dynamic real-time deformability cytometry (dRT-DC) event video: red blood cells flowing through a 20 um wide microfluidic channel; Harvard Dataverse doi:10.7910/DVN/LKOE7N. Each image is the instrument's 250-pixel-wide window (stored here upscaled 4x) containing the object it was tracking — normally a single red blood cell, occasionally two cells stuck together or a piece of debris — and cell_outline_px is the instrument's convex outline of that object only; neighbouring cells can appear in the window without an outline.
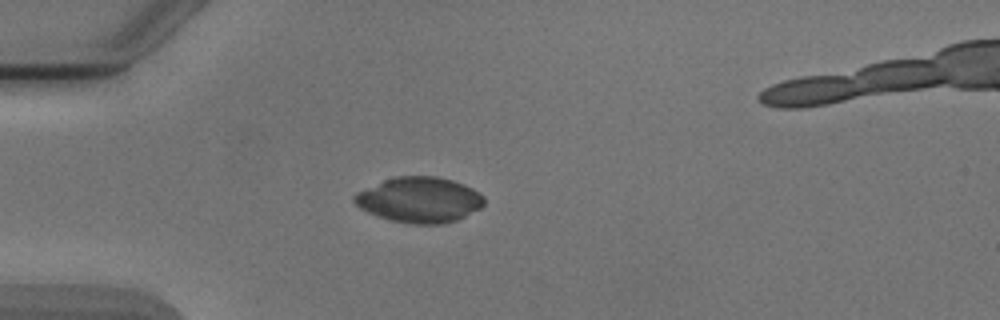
{"species": "Egyptian fruit bat (a non-hibernating species)", "species_latin": "Rousettus aegyptiacus", "temperature_condition": "cold", "stored_images_in_passage": 2, "camera_frame_rate_fps": 3000, "um_per_image_px": 0.085, "animal": {"sex": "male"}, "frame": {"image": 1, "passage_image": 2, "time_ms": 1.0, "image_size_px": [1000, 320], "cell_outline_px": [[484, 204], [480, 208], [456, 220], [444, 224], [412, 224], [392, 220], [368, 212], [360, 208], [352, 200], [352, 196], [356, 192], [384, 180], [396, 176], [436, 176], [452, 180], [464, 184], [472, 188], [484, 196]], "centroid_in_image_um": [35.65, 16.98], "position_along_channel_um": 49.4, "area_um2": 34.28}}